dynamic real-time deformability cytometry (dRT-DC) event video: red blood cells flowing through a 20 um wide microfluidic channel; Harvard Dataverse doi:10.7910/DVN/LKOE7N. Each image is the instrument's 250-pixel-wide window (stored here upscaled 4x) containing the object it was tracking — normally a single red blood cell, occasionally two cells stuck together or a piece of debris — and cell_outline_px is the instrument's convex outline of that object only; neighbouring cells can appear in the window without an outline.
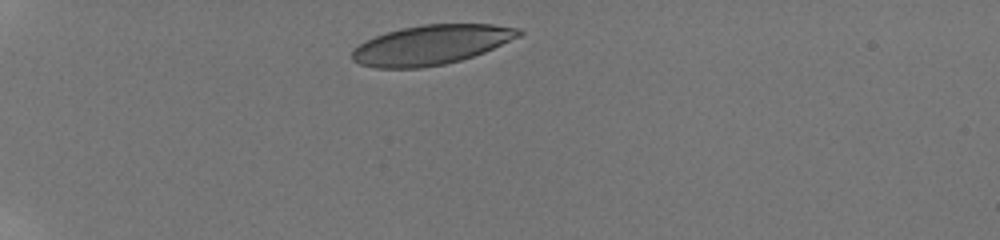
{"species": "human", "species_latin": "Homo sapiens", "temperature_condition": "room temperature", "stored_images_in_passage": 18, "camera_frame_rate_fps": 3000, "um_per_image_px": 0.085, "donor": {"sex": "male"}, "frame": {"image": 1, "passage_image": 1, "time_ms": 0.0, "image_size_px": [1000, 240], "cell_outline_px": [[524, 32], [520, 36], [484, 52], [460, 60], [444, 64], [420, 68], [376, 68], [360, 64], [352, 60], [352, 52], [360, 44], [376, 36], [388, 32], [404, 28], [424, 24], [492, 24], [520, 28]], "centroid_in_image_um": [36.68, 3.81], "position_along_channel_um": 48.3, "area_um2": 38.09}}
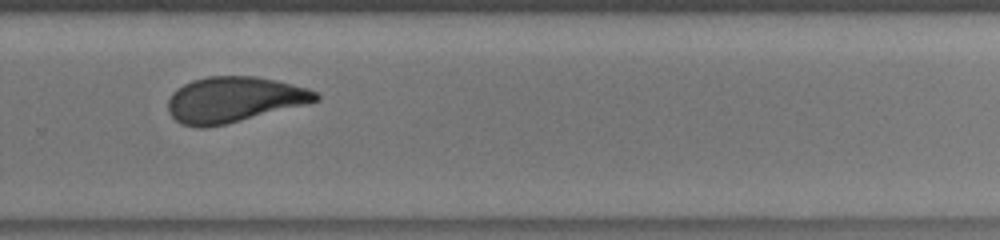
{"frame": {"image": 2, "passage_image": 9, "time_ms": 8.0, "image_size_px": [1000, 240], "cell_outline_px": [[320, 100], [308, 104], [224, 124], [204, 128], [196, 128], [180, 124], [168, 112], [168, 100], [172, 92], [176, 88], [192, 80], [208, 76], [256, 76], [276, 80], [308, 88], [316, 92], [320, 96]], "centroid_in_image_um": [19.87, 8.46], "position_along_channel_um": 309.9, "area_um2": 39.36}}
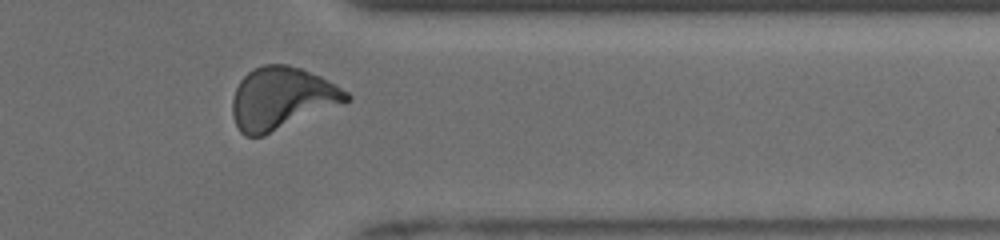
{"frame": {"image": 3, "passage_image": 14, "time_ms": 10.0, "image_size_px": [1000, 240], "cell_outline_px": [[352, 100], [264, 136], [244, 136], [240, 132], [236, 124], [232, 112], [232, 100], [236, 88], [240, 80], [252, 68], [264, 64], [288, 64], [300, 68], [320, 76], [336, 84], [348, 92], [352, 96]], "centroid_in_image_um": [23.96, 8.36], "position_along_channel_um": 387.4, "area_um2": 41.56}, "authors_computed_cell_mechanics": {"area_um2": 39.4774, "velocity_mm_per_s": 3.9463, "shape_relaxation_time_tau1_ms": 8.9108, "shape_relaxation_time_tau2_ms": 0.8853, "deformation_change_tau1": 0.2164, "deformation_change_tau2": 0.047}}